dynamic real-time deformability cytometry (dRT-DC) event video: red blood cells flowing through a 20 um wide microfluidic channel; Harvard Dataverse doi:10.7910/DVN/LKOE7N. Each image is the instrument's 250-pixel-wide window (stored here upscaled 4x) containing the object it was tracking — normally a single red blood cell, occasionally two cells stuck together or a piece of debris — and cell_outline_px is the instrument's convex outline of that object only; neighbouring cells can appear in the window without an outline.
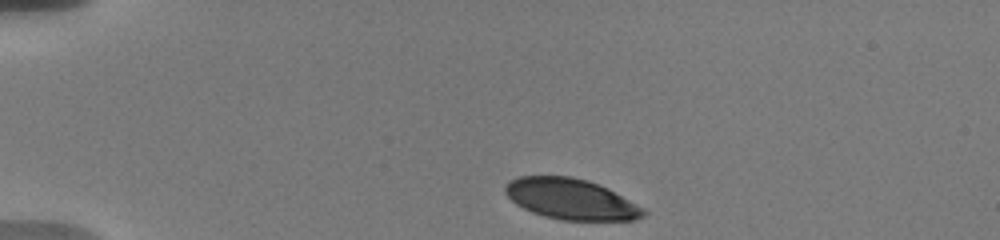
{"species": "human", "species_latin": "Homo sapiens", "temperature_condition": "warm", "stored_images_in_passage": 20, "camera_frame_rate_fps": 3000, "um_per_image_px": 0.085, "donor": {"sex": "male"}, "frame": {"image": 1, "passage_image": 1, "time_ms": 0.0, "image_size_px": [1000, 240], "cell_outline_px": [[648, 212], [644, 216], [636, 220], [560, 220], [544, 216], [532, 212], [516, 204], [504, 192], [504, 188], [508, 180], [520, 176], [572, 176], [588, 180], [600, 184], [608, 188], [644, 208]], "centroid_in_image_um": [48.54, 16.91], "position_along_channel_um": 36.5, "area_um2": 33.0}}
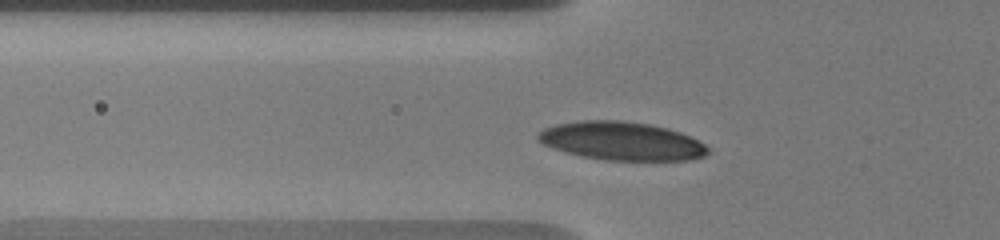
{"frame": {"image": 2, "passage_image": 14, "time_ms": 2.667, "image_size_px": [1000, 240], "cell_outline_px": [[712, 152], [704, 156], [692, 160], [608, 160], [584, 156], [552, 148], [544, 144], [536, 136], [536, 132], [544, 128], [556, 124], [580, 120], [624, 120], [648, 124], [668, 128], [680, 132], [712, 148]], "centroid_in_image_um": [52.87, 11.98], "position_along_channel_um": 72.9, "area_um2": 38.03}}
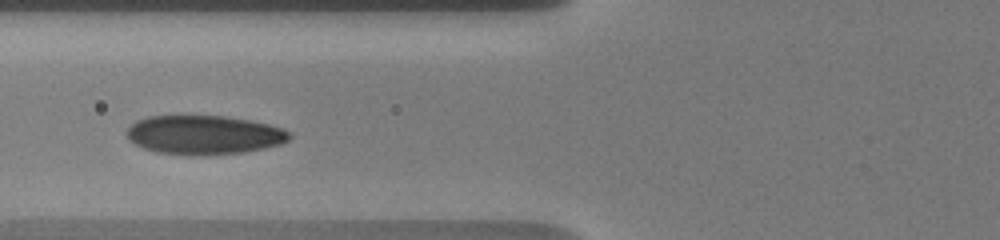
{"frame": {"image": 3, "passage_image": 19, "time_ms": 3.667, "image_size_px": [1000, 240], "cell_outline_px": [[292, 136], [288, 140], [280, 144], [264, 148], [244, 152], [188, 156], [156, 152], [144, 148], [128, 140], [124, 132], [136, 120], [148, 116], [224, 116], [248, 120], [268, 124], [284, 128], [292, 132]], "centroid_in_image_um": [17.33, 11.47], "position_along_channel_um": 108.5, "area_um2": 37.22}}